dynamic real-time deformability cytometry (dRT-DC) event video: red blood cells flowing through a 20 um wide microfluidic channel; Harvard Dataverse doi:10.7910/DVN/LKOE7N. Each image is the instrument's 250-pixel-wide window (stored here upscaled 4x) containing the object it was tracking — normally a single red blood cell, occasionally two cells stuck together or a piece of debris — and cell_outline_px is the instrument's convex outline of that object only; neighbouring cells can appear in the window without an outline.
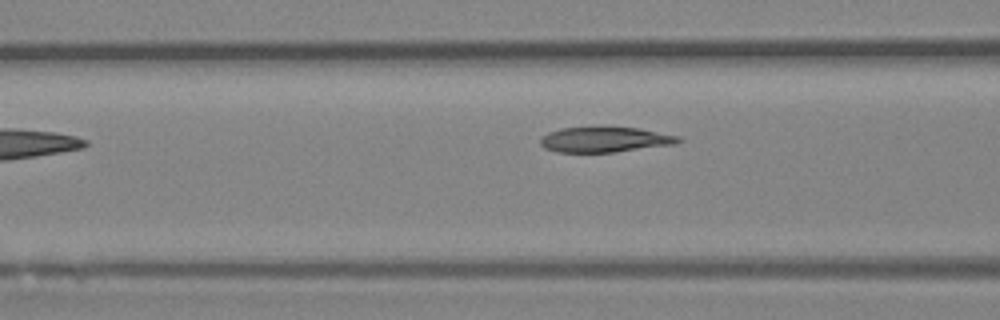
{"species": "Egyptian fruit bat (a non-hibernating species)", "species_latin": "Rousettus aegyptiacus", "temperature_condition": "room temperature", "stored_images_in_passage": 6, "camera_frame_rate_fps": 3000, "um_per_image_px": 0.085, "animal": {"sex": "female"}, "frame": {"image": 1, "passage_image": 5, "time_ms": 4.667, "image_size_px": [1000, 320], "cell_outline_px": [[684, 140], [676, 144], [616, 152], [556, 152], [544, 148], [540, 144], [540, 136], [548, 132], [560, 128], [640, 128], [680, 136]], "centroid_in_image_um": [51.43, 11.88], "position_along_channel_um": 115.2, "area_um2": 20.35}}
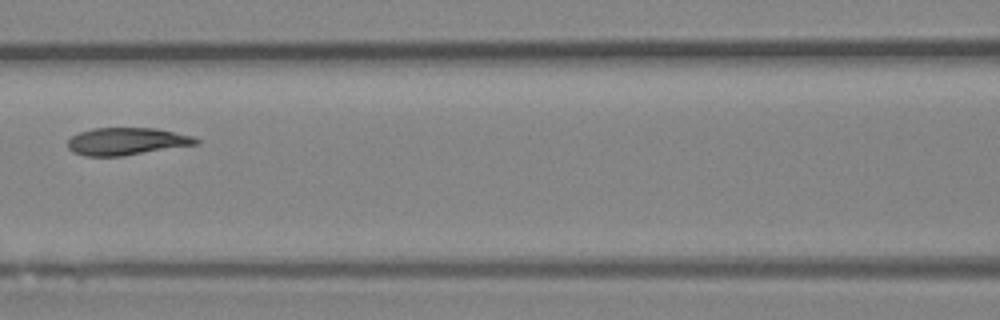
{"frame": {"image": 2, "passage_image": 6, "time_ms": 5.667, "image_size_px": [1000, 320], "cell_outline_px": [[200, 144], [124, 156], [84, 156], [72, 152], [68, 148], [68, 140], [72, 136], [80, 132], [92, 128], [156, 128], [192, 136], [200, 140]], "centroid_in_image_um": [10.78, 12.02], "position_along_channel_um": 155.8, "area_um2": 20.63}}